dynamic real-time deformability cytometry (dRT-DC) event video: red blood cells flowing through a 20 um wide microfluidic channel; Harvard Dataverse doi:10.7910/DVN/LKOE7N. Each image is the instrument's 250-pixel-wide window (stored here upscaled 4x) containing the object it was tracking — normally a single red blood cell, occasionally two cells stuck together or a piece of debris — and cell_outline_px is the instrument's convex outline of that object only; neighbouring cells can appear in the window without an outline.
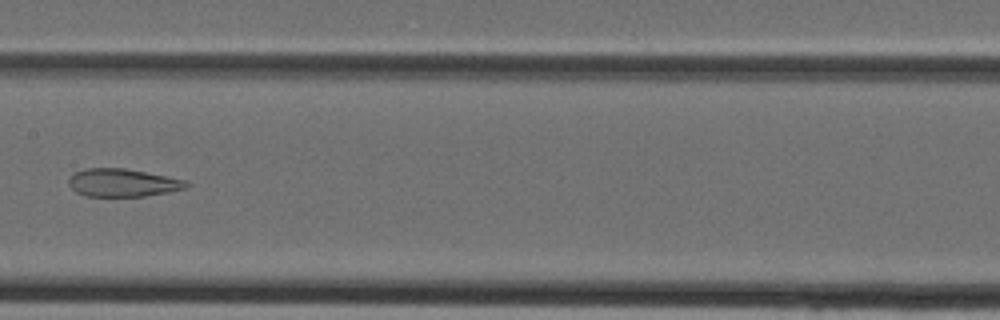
{"species": "Egyptian fruit bat (a non-hibernating species)", "species_latin": "Rousettus aegyptiacus", "temperature_condition": "cold", "stored_images_in_passage": 39, "camera_frame_rate_fps": 3000, "um_per_image_px": 0.085, "animal": {"sex": "female"}, "frame": {"image": 1, "passage_image": 20, "time_ms": 6.333, "image_size_px": [1000, 320], "cell_outline_px": [[192, 184], [184, 188], [168, 192], [144, 196], [84, 196], [76, 192], [68, 184], [68, 180], [76, 172], [84, 168], [124, 168], [188, 180]], "centroid_in_image_um": [10.44, 15.53], "position_along_channel_um": 197.0, "area_um2": 19.13}}
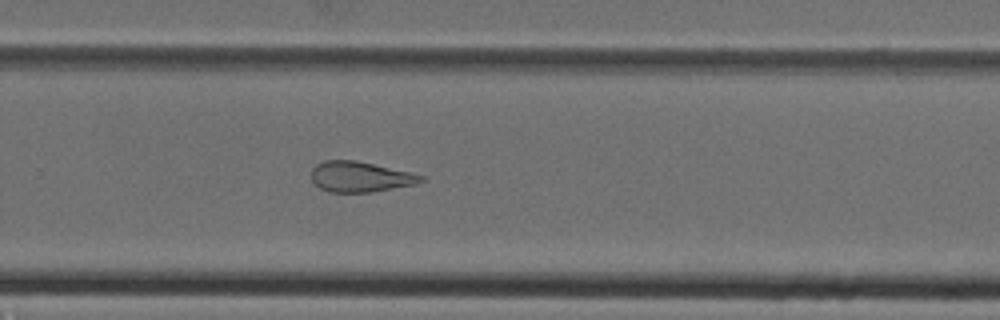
{"frame": {"image": 2, "passage_image": 26, "time_ms": 8.333, "image_size_px": [1000, 320], "cell_outline_px": [[424, 180], [416, 184], [372, 192], [328, 192], [320, 188], [312, 180], [312, 168], [316, 164], [324, 160], [356, 160], [408, 172], [424, 176]], "centroid_in_image_um": [30.59, 15.03], "position_along_channel_um": 299.2, "area_um2": 19.31}}
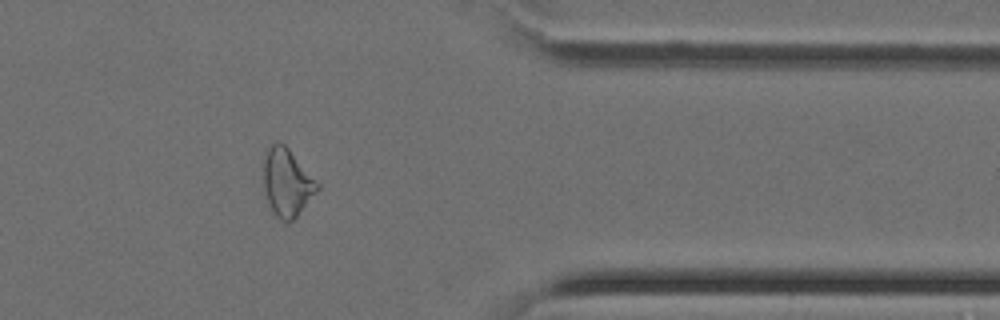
{"frame": {"image": 3, "passage_image": 32, "time_ms": 10.333, "image_size_px": [1000, 320], "cell_outline_px": [[320, 188], [296, 216], [292, 220], [280, 220], [272, 212], [264, 192], [264, 160], [268, 148], [272, 144], [284, 144], [288, 148], [320, 184]], "centroid_in_image_um": [24.4, 15.53], "position_along_channel_um": 387.0, "area_um2": 20.81}}